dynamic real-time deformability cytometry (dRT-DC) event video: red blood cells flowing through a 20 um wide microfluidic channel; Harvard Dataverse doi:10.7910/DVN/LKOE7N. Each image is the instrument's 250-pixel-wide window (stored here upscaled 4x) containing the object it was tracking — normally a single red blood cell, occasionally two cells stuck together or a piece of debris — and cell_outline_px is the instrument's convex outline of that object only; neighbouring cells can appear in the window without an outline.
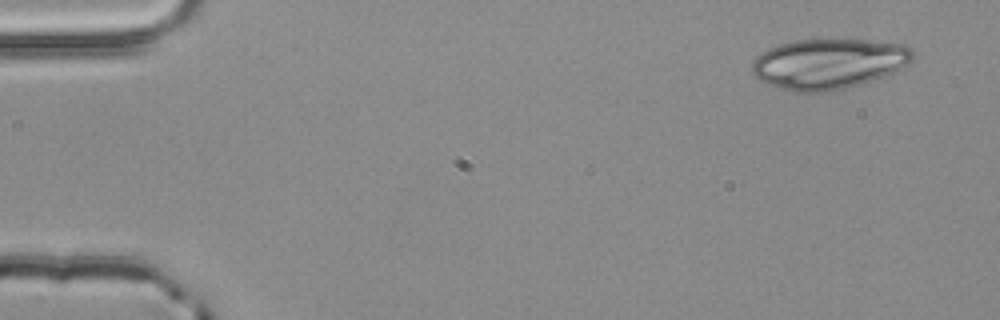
{"species": "common noctule bat (a hibernating species)", "species_latin": "Nyctalus noctula", "temperature_condition": "room temperature", "stored_images_in_passage": 4, "camera_frame_rate_fps": 3000, "um_per_image_px": 0.085, "animal": {"sex": "male", "body_mass_g": 20.4}, "frame": {"image": 1, "passage_image": 1, "time_ms": 0.0, "image_size_px": [1000, 320], "cell_outline_px": [[916, 56], [904, 68], [872, 80], [844, 88], [824, 92], [792, 92], [768, 84], [760, 80], [752, 72], [752, 60], [756, 56], [768, 48], [780, 44], [796, 40], [868, 40], [904, 44], [912, 48]], "centroid_in_image_um": [70.45, 5.41], "position_along_channel_um": 14.6, "area_um2": 47.22}}